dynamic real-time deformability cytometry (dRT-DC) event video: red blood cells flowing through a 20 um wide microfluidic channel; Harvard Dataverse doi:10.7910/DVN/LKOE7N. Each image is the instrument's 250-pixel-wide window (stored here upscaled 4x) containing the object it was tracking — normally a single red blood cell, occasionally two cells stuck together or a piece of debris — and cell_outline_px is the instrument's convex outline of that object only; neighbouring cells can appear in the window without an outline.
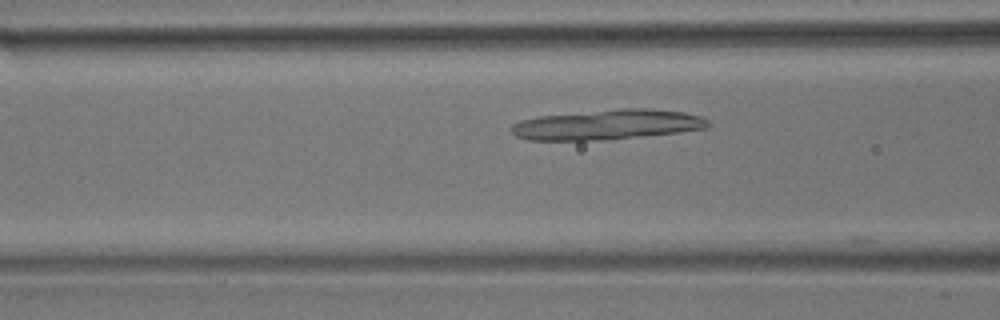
{"species": "common noctule bat (a hibernating species)", "species_latin": "Nyctalus noctula", "temperature_condition": "room temperature", "stored_images_in_passage": 11, "camera_frame_rate_fps": 3000, "um_per_image_px": 0.085, "animal": {"sex": "male", "body_mass_g": 17.9}, "frame": {"image": 1, "passage_image": 5, "time_ms": 1.333, "image_size_px": [1000, 320], "cell_outline_px": [[712, 124], [708, 128], [680, 132], [600, 140], [528, 140], [516, 136], [508, 128], [512, 124], [520, 120], [536, 116], [620, 108], [648, 108], [684, 112], [700, 116], [708, 120]], "centroid_in_image_um": [51.6, 10.58], "position_along_channel_um": 115.0, "area_um2": 34.68}}
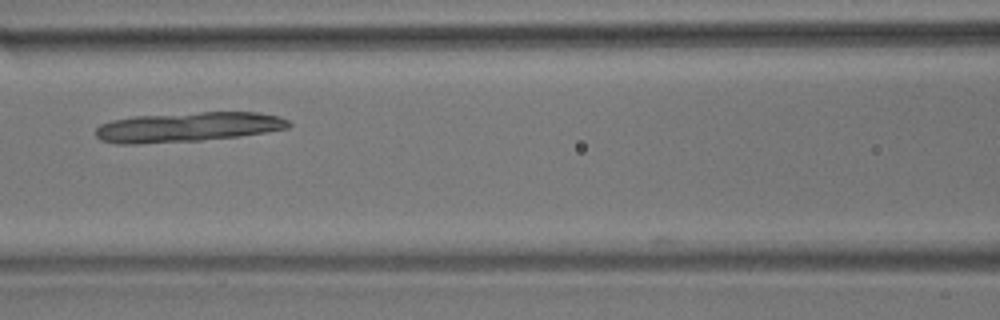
{"frame": {"image": 2, "passage_image": 8, "time_ms": 2.333, "image_size_px": [1000, 320], "cell_outline_px": [[292, 124], [288, 128], [240, 136], [200, 140], [140, 144], [116, 144], [100, 140], [96, 136], [96, 128], [100, 124], [112, 120], [132, 116], [200, 112], [256, 112], [280, 116], [288, 120]], "centroid_in_image_um": [15.93, 10.79], "position_along_channel_um": 150.7, "area_um2": 33.52}}